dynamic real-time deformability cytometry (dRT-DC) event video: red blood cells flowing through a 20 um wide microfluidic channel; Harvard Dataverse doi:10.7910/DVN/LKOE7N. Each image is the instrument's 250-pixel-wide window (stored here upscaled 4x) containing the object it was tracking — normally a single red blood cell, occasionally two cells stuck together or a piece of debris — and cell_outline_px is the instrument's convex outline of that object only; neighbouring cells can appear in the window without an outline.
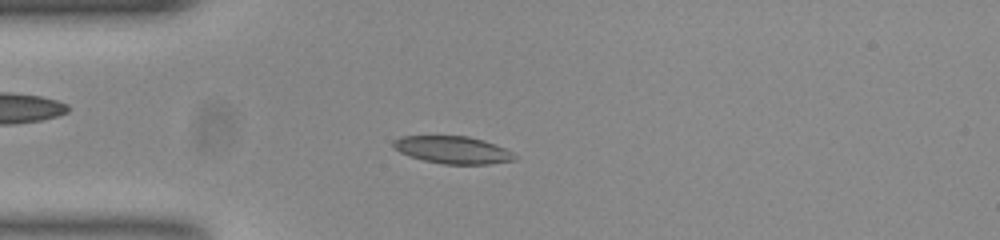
{"species": "common noctule bat (a hibernating species)", "species_latin": "Nyctalus noctula", "temperature_condition": "room temperature", "stored_images_in_passage": 48, "camera_frame_rate_fps": 3000, "um_per_image_px": 0.085, "animal": {"sex": "female", "body_mass_g": 23.0, "forearm_length_mm": 53.4}, "frame": {"image": 1, "passage_image": 8, "time_ms": 2.333, "image_size_px": [1000, 240], "cell_outline_px": [[516, 160], [488, 164], [444, 164], [424, 160], [408, 156], [400, 152], [392, 144], [392, 140], [400, 136], [468, 136], [484, 140], [504, 148], [512, 152], [516, 156]], "centroid_in_image_um": [38.47, 12.74], "position_along_channel_um": 46.5, "area_um2": 19.36}}
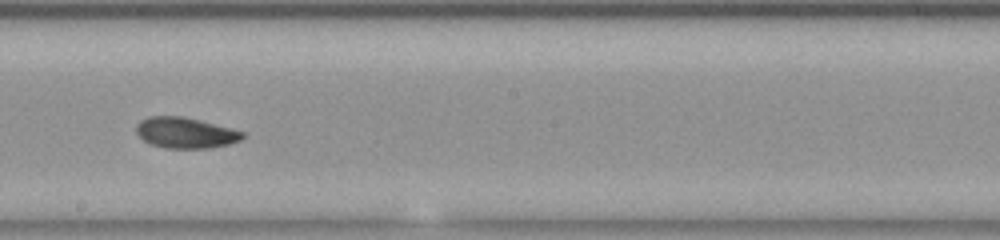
{"frame": {"image": 2, "passage_image": 24, "time_ms": 7.667, "image_size_px": [1000, 240], "cell_outline_px": [[244, 136], [240, 140], [228, 144], [208, 148], [164, 148], [148, 144], [136, 132], [136, 124], [140, 120], [148, 116], [184, 116], [232, 128], [244, 132]], "centroid_in_image_um": [15.73, 11.28], "position_along_channel_um": 232.5, "area_um2": 19.19}}
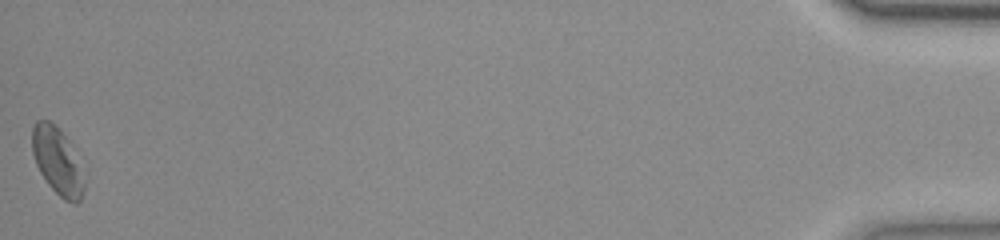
{"frame": {"image": 3, "passage_image": 48, "time_ms": 15.667, "image_size_px": [1000, 240], "cell_outline_px": [[84, 188], [80, 200], [76, 204], [72, 204], [64, 200], [48, 184], [40, 172], [36, 164], [32, 152], [32, 128], [36, 120], [48, 120], [72, 144], [84, 184]], "centroid_in_image_um": [4.85, 13.71], "position_along_channel_um": 430.4, "area_um2": 19.83}, "authors_computed_cell_mechanics": {"area_um2": 19.3341, "velocity_mm_per_s": 3.7479, "shape_relaxation_time_tau1_ms": 3.3277, "shape_relaxation_time_tau2_ms": 4.1125, "deformation_change_tau1": 0.1007, "deformation_change_tau2": 0.074}}